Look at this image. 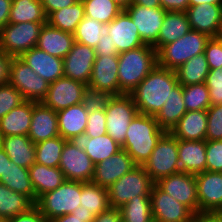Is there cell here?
Masks as SVG:
<instances>
[{
	"instance_id": "cell-1",
	"label": "cell",
	"mask_w": 222,
	"mask_h": 222,
	"mask_svg": "<svg viewBox=\"0 0 222 222\" xmlns=\"http://www.w3.org/2000/svg\"><path fill=\"white\" fill-rule=\"evenodd\" d=\"M178 84L175 70L156 66L130 94L138 113L156 116Z\"/></svg>"
},
{
	"instance_id": "cell-2",
	"label": "cell",
	"mask_w": 222,
	"mask_h": 222,
	"mask_svg": "<svg viewBox=\"0 0 222 222\" xmlns=\"http://www.w3.org/2000/svg\"><path fill=\"white\" fill-rule=\"evenodd\" d=\"M165 133L155 116L138 113L128 126L121 148L131 156L136 165L143 166Z\"/></svg>"
},
{
	"instance_id": "cell-3",
	"label": "cell",
	"mask_w": 222,
	"mask_h": 222,
	"mask_svg": "<svg viewBox=\"0 0 222 222\" xmlns=\"http://www.w3.org/2000/svg\"><path fill=\"white\" fill-rule=\"evenodd\" d=\"M118 58L119 95L131 94L158 66L157 51L148 44L120 53Z\"/></svg>"
},
{
	"instance_id": "cell-4",
	"label": "cell",
	"mask_w": 222,
	"mask_h": 222,
	"mask_svg": "<svg viewBox=\"0 0 222 222\" xmlns=\"http://www.w3.org/2000/svg\"><path fill=\"white\" fill-rule=\"evenodd\" d=\"M210 38L208 34L190 30L181 38L163 45L157 51L158 66L176 70L194 56L203 54Z\"/></svg>"
},
{
	"instance_id": "cell-5",
	"label": "cell",
	"mask_w": 222,
	"mask_h": 222,
	"mask_svg": "<svg viewBox=\"0 0 222 222\" xmlns=\"http://www.w3.org/2000/svg\"><path fill=\"white\" fill-rule=\"evenodd\" d=\"M81 182L65 180L55 190L41 195L35 205L49 221L72 214L80 206Z\"/></svg>"
},
{
	"instance_id": "cell-6",
	"label": "cell",
	"mask_w": 222,
	"mask_h": 222,
	"mask_svg": "<svg viewBox=\"0 0 222 222\" xmlns=\"http://www.w3.org/2000/svg\"><path fill=\"white\" fill-rule=\"evenodd\" d=\"M104 109L107 134L122 146L125 142L128 126L138 114L133 97L130 94L105 96Z\"/></svg>"
},
{
	"instance_id": "cell-7",
	"label": "cell",
	"mask_w": 222,
	"mask_h": 222,
	"mask_svg": "<svg viewBox=\"0 0 222 222\" xmlns=\"http://www.w3.org/2000/svg\"><path fill=\"white\" fill-rule=\"evenodd\" d=\"M153 184L144 167L137 165L107 188L110 207L119 209L134 196H150Z\"/></svg>"
},
{
	"instance_id": "cell-8",
	"label": "cell",
	"mask_w": 222,
	"mask_h": 222,
	"mask_svg": "<svg viewBox=\"0 0 222 222\" xmlns=\"http://www.w3.org/2000/svg\"><path fill=\"white\" fill-rule=\"evenodd\" d=\"M143 167L154 183L161 178L180 172L178 139L170 132H166L158 141Z\"/></svg>"
},
{
	"instance_id": "cell-9",
	"label": "cell",
	"mask_w": 222,
	"mask_h": 222,
	"mask_svg": "<svg viewBox=\"0 0 222 222\" xmlns=\"http://www.w3.org/2000/svg\"><path fill=\"white\" fill-rule=\"evenodd\" d=\"M47 22L8 23L0 29V49L12 57H20L36 47L42 26Z\"/></svg>"
},
{
	"instance_id": "cell-10",
	"label": "cell",
	"mask_w": 222,
	"mask_h": 222,
	"mask_svg": "<svg viewBox=\"0 0 222 222\" xmlns=\"http://www.w3.org/2000/svg\"><path fill=\"white\" fill-rule=\"evenodd\" d=\"M9 84L15 87L25 100L37 103L45 99L49 87V84L19 57H13L11 61Z\"/></svg>"
},
{
	"instance_id": "cell-11",
	"label": "cell",
	"mask_w": 222,
	"mask_h": 222,
	"mask_svg": "<svg viewBox=\"0 0 222 222\" xmlns=\"http://www.w3.org/2000/svg\"><path fill=\"white\" fill-rule=\"evenodd\" d=\"M118 65V56H96L88 84L91 97L119 95Z\"/></svg>"
},
{
	"instance_id": "cell-12",
	"label": "cell",
	"mask_w": 222,
	"mask_h": 222,
	"mask_svg": "<svg viewBox=\"0 0 222 222\" xmlns=\"http://www.w3.org/2000/svg\"><path fill=\"white\" fill-rule=\"evenodd\" d=\"M90 97L88 85L63 76L49 84L47 96L42 103L59 111L83 103Z\"/></svg>"
},
{
	"instance_id": "cell-13",
	"label": "cell",
	"mask_w": 222,
	"mask_h": 222,
	"mask_svg": "<svg viewBox=\"0 0 222 222\" xmlns=\"http://www.w3.org/2000/svg\"><path fill=\"white\" fill-rule=\"evenodd\" d=\"M161 190L199 215L197 182L195 174L178 172L159 179L155 183Z\"/></svg>"
},
{
	"instance_id": "cell-14",
	"label": "cell",
	"mask_w": 222,
	"mask_h": 222,
	"mask_svg": "<svg viewBox=\"0 0 222 222\" xmlns=\"http://www.w3.org/2000/svg\"><path fill=\"white\" fill-rule=\"evenodd\" d=\"M150 203L154 222H188L196 216L155 183L150 192Z\"/></svg>"
},
{
	"instance_id": "cell-15",
	"label": "cell",
	"mask_w": 222,
	"mask_h": 222,
	"mask_svg": "<svg viewBox=\"0 0 222 222\" xmlns=\"http://www.w3.org/2000/svg\"><path fill=\"white\" fill-rule=\"evenodd\" d=\"M95 164L85 151L66 141L60 158L59 169L63 172L66 180L91 182Z\"/></svg>"
},
{
	"instance_id": "cell-16",
	"label": "cell",
	"mask_w": 222,
	"mask_h": 222,
	"mask_svg": "<svg viewBox=\"0 0 222 222\" xmlns=\"http://www.w3.org/2000/svg\"><path fill=\"white\" fill-rule=\"evenodd\" d=\"M125 11L132 18L142 41L153 46L158 40L166 11L161 7L149 8L138 4L129 5Z\"/></svg>"
},
{
	"instance_id": "cell-17",
	"label": "cell",
	"mask_w": 222,
	"mask_h": 222,
	"mask_svg": "<svg viewBox=\"0 0 222 222\" xmlns=\"http://www.w3.org/2000/svg\"><path fill=\"white\" fill-rule=\"evenodd\" d=\"M199 214L222 212V176L220 172L195 174Z\"/></svg>"
},
{
	"instance_id": "cell-18",
	"label": "cell",
	"mask_w": 222,
	"mask_h": 222,
	"mask_svg": "<svg viewBox=\"0 0 222 222\" xmlns=\"http://www.w3.org/2000/svg\"><path fill=\"white\" fill-rule=\"evenodd\" d=\"M95 58L94 48L75 41L72 49L63 59L64 76L88 85Z\"/></svg>"
},
{
	"instance_id": "cell-19",
	"label": "cell",
	"mask_w": 222,
	"mask_h": 222,
	"mask_svg": "<svg viewBox=\"0 0 222 222\" xmlns=\"http://www.w3.org/2000/svg\"><path fill=\"white\" fill-rule=\"evenodd\" d=\"M106 33L110 35V41L118 54L145 45L132 18L125 10L106 25Z\"/></svg>"
},
{
	"instance_id": "cell-20",
	"label": "cell",
	"mask_w": 222,
	"mask_h": 222,
	"mask_svg": "<svg viewBox=\"0 0 222 222\" xmlns=\"http://www.w3.org/2000/svg\"><path fill=\"white\" fill-rule=\"evenodd\" d=\"M191 30L220 37L222 32V4L203 3L189 6L185 11Z\"/></svg>"
},
{
	"instance_id": "cell-21",
	"label": "cell",
	"mask_w": 222,
	"mask_h": 222,
	"mask_svg": "<svg viewBox=\"0 0 222 222\" xmlns=\"http://www.w3.org/2000/svg\"><path fill=\"white\" fill-rule=\"evenodd\" d=\"M136 166L131 156L121 149L113 156L95 165L91 182L100 187L109 188Z\"/></svg>"
},
{
	"instance_id": "cell-22",
	"label": "cell",
	"mask_w": 222,
	"mask_h": 222,
	"mask_svg": "<svg viewBox=\"0 0 222 222\" xmlns=\"http://www.w3.org/2000/svg\"><path fill=\"white\" fill-rule=\"evenodd\" d=\"M19 58L48 84L64 76L63 59L51 56L37 47L26 51Z\"/></svg>"
},
{
	"instance_id": "cell-23",
	"label": "cell",
	"mask_w": 222,
	"mask_h": 222,
	"mask_svg": "<svg viewBox=\"0 0 222 222\" xmlns=\"http://www.w3.org/2000/svg\"><path fill=\"white\" fill-rule=\"evenodd\" d=\"M60 136L57 111L46 107L42 102L33 106L28 138L34 143Z\"/></svg>"
},
{
	"instance_id": "cell-24",
	"label": "cell",
	"mask_w": 222,
	"mask_h": 222,
	"mask_svg": "<svg viewBox=\"0 0 222 222\" xmlns=\"http://www.w3.org/2000/svg\"><path fill=\"white\" fill-rule=\"evenodd\" d=\"M69 141L74 146L85 151L95 165L122 149L121 145L107 133L97 137H89L86 133H82L72 137Z\"/></svg>"
},
{
	"instance_id": "cell-25",
	"label": "cell",
	"mask_w": 222,
	"mask_h": 222,
	"mask_svg": "<svg viewBox=\"0 0 222 222\" xmlns=\"http://www.w3.org/2000/svg\"><path fill=\"white\" fill-rule=\"evenodd\" d=\"M89 111V99L57 111L58 130L65 140L85 133Z\"/></svg>"
},
{
	"instance_id": "cell-26",
	"label": "cell",
	"mask_w": 222,
	"mask_h": 222,
	"mask_svg": "<svg viewBox=\"0 0 222 222\" xmlns=\"http://www.w3.org/2000/svg\"><path fill=\"white\" fill-rule=\"evenodd\" d=\"M75 42L72 33L59 30L45 23L40 31L36 47L58 58L64 59Z\"/></svg>"
},
{
	"instance_id": "cell-27",
	"label": "cell",
	"mask_w": 222,
	"mask_h": 222,
	"mask_svg": "<svg viewBox=\"0 0 222 222\" xmlns=\"http://www.w3.org/2000/svg\"><path fill=\"white\" fill-rule=\"evenodd\" d=\"M180 171L197 174L206 171V140H178Z\"/></svg>"
},
{
	"instance_id": "cell-28",
	"label": "cell",
	"mask_w": 222,
	"mask_h": 222,
	"mask_svg": "<svg viewBox=\"0 0 222 222\" xmlns=\"http://www.w3.org/2000/svg\"><path fill=\"white\" fill-rule=\"evenodd\" d=\"M36 103L37 102L25 100L2 117L0 119V137L12 135L28 136L33 106Z\"/></svg>"
},
{
	"instance_id": "cell-29",
	"label": "cell",
	"mask_w": 222,
	"mask_h": 222,
	"mask_svg": "<svg viewBox=\"0 0 222 222\" xmlns=\"http://www.w3.org/2000/svg\"><path fill=\"white\" fill-rule=\"evenodd\" d=\"M80 206L74 213L90 215L92 218L110 208L108 189L93 182H81Z\"/></svg>"
},
{
	"instance_id": "cell-30",
	"label": "cell",
	"mask_w": 222,
	"mask_h": 222,
	"mask_svg": "<svg viewBox=\"0 0 222 222\" xmlns=\"http://www.w3.org/2000/svg\"><path fill=\"white\" fill-rule=\"evenodd\" d=\"M207 111H187L170 133L178 140L199 141L206 139Z\"/></svg>"
},
{
	"instance_id": "cell-31",
	"label": "cell",
	"mask_w": 222,
	"mask_h": 222,
	"mask_svg": "<svg viewBox=\"0 0 222 222\" xmlns=\"http://www.w3.org/2000/svg\"><path fill=\"white\" fill-rule=\"evenodd\" d=\"M7 156L18 166L29 169L35 163V144L24 135L0 137Z\"/></svg>"
},
{
	"instance_id": "cell-32",
	"label": "cell",
	"mask_w": 222,
	"mask_h": 222,
	"mask_svg": "<svg viewBox=\"0 0 222 222\" xmlns=\"http://www.w3.org/2000/svg\"><path fill=\"white\" fill-rule=\"evenodd\" d=\"M191 30L184 11H166L157 42L153 47L158 51L163 45L170 44Z\"/></svg>"
},
{
	"instance_id": "cell-33",
	"label": "cell",
	"mask_w": 222,
	"mask_h": 222,
	"mask_svg": "<svg viewBox=\"0 0 222 222\" xmlns=\"http://www.w3.org/2000/svg\"><path fill=\"white\" fill-rule=\"evenodd\" d=\"M29 174L35 191V203L41 195L55 190L66 180L59 167H48L39 163H34L29 168Z\"/></svg>"
},
{
	"instance_id": "cell-34",
	"label": "cell",
	"mask_w": 222,
	"mask_h": 222,
	"mask_svg": "<svg viewBox=\"0 0 222 222\" xmlns=\"http://www.w3.org/2000/svg\"><path fill=\"white\" fill-rule=\"evenodd\" d=\"M186 112L183 87L181 84H178L172 90L170 97L155 116V119L161 129L170 132Z\"/></svg>"
},
{
	"instance_id": "cell-35",
	"label": "cell",
	"mask_w": 222,
	"mask_h": 222,
	"mask_svg": "<svg viewBox=\"0 0 222 222\" xmlns=\"http://www.w3.org/2000/svg\"><path fill=\"white\" fill-rule=\"evenodd\" d=\"M0 183L14 192L28 196L35 203V191L31 183L29 169L18 166L9 160L5 174L0 177Z\"/></svg>"
},
{
	"instance_id": "cell-36",
	"label": "cell",
	"mask_w": 222,
	"mask_h": 222,
	"mask_svg": "<svg viewBox=\"0 0 222 222\" xmlns=\"http://www.w3.org/2000/svg\"><path fill=\"white\" fill-rule=\"evenodd\" d=\"M35 203L26 195L12 191L0 183V218L9 220L28 211Z\"/></svg>"
},
{
	"instance_id": "cell-37",
	"label": "cell",
	"mask_w": 222,
	"mask_h": 222,
	"mask_svg": "<svg viewBox=\"0 0 222 222\" xmlns=\"http://www.w3.org/2000/svg\"><path fill=\"white\" fill-rule=\"evenodd\" d=\"M209 66L205 54H199L180 65L176 70V77L182 86L201 84L209 74Z\"/></svg>"
},
{
	"instance_id": "cell-38",
	"label": "cell",
	"mask_w": 222,
	"mask_h": 222,
	"mask_svg": "<svg viewBox=\"0 0 222 222\" xmlns=\"http://www.w3.org/2000/svg\"><path fill=\"white\" fill-rule=\"evenodd\" d=\"M47 22L40 0H12L8 23Z\"/></svg>"
},
{
	"instance_id": "cell-39",
	"label": "cell",
	"mask_w": 222,
	"mask_h": 222,
	"mask_svg": "<svg viewBox=\"0 0 222 222\" xmlns=\"http://www.w3.org/2000/svg\"><path fill=\"white\" fill-rule=\"evenodd\" d=\"M85 17L84 5L81 0L74 5L64 7L47 16V23L59 30L74 33L78 24Z\"/></svg>"
},
{
	"instance_id": "cell-40",
	"label": "cell",
	"mask_w": 222,
	"mask_h": 222,
	"mask_svg": "<svg viewBox=\"0 0 222 222\" xmlns=\"http://www.w3.org/2000/svg\"><path fill=\"white\" fill-rule=\"evenodd\" d=\"M119 210L121 219L127 222H154L150 196H134Z\"/></svg>"
},
{
	"instance_id": "cell-41",
	"label": "cell",
	"mask_w": 222,
	"mask_h": 222,
	"mask_svg": "<svg viewBox=\"0 0 222 222\" xmlns=\"http://www.w3.org/2000/svg\"><path fill=\"white\" fill-rule=\"evenodd\" d=\"M67 140L61 136L35 144V163L48 167H59L63 146Z\"/></svg>"
},
{
	"instance_id": "cell-42",
	"label": "cell",
	"mask_w": 222,
	"mask_h": 222,
	"mask_svg": "<svg viewBox=\"0 0 222 222\" xmlns=\"http://www.w3.org/2000/svg\"><path fill=\"white\" fill-rule=\"evenodd\" d=\"M85 16L107 25L123 10L113 0H81Z\"/></svg>"
},
{
	"instance_id": "cell-43",
	"label": "cell",
	"mask_w": 222,
	"mask_h": 222,
	"mask_svg": "<svg viewBox=\"0 0 222 222\" xmlns=\"http://www.w3.org/2000/svg\"><path fill=\"white\" fill-rule=\"evenodd\" d=\"M85 133L89 137L102 136L107 133L104 97L89 98L88 120Z\"/></svg>"
},
{
	"instance_id": "cell-44",
	"label": "cell",
	"mask_w": 222,
	"mask_h": 222,
	"mask_svg": "<svg viewBox=\"0 0 222 222\" xmlns=\"http://www.w3.org/2000/svg\"><path fill=\"white\" fill-rule=\"evenodd\" d=\"M105 31L106 25L85 16L73 36L76 42L95 48Z\"/></svg>"
},
{
	"instance_id": "cell-45",
	"label": "cell",
	"mask_w": 222,
	"mask_h": 222,
	"mask_svg": "<svg viewBox=\"0 0 222 222\" xmlns=\"http://www.w3.org/2000/svg\"><path fill=\"white\" fill-rule=\"evenodd\" d=\"M183 87V99L187 111L205 110L211 106L209 90L205 83Z\"/></svg>"
},
{
	"instance_id": "cell-46",
	"label": "cell",
	"mask_w": 222,
	"mask_h": 222,
	"mask_svg": "<svg viewBox=\"0 0 222 222\" xmlns=\"http://www.w3.org/2000/svg\"><path fill=\"white\" fill-rule=\"evenodd\" d=\"M24 101L22 94L11 84L0 85V119Z\"/></svg>"
},
{
	"instance_id": "cell-47",
	"label": "cell",
	"mask_w": 222,
	"mask_h": 222,
	"mask_svg": "<svg viewBox=\"0 0 222 222\" xmlns=\"http://www.w3.org/2000/svg\"><path fill=\"white\" fill-rule=\"evenodd\" d=\"M206 141L222 140V104L207 109Z\"/></svg>"
},
{
	"instance_id": "cell-48",
	"label": "cell",
	"mask_w": 222,
	"mask_h": 222,
	"mask_svg": "<svg viewBox=\"0 0 222 222\" xmlns=\"http://www.w3.org/2000/svg\"><path fill=\"white\" fill-rule=\"evenodd\" d=\"M204 83L209 90L211 106L222 104V67L210 70Z\"/></svg>"
},
{
	"instance_id": "cell-49",
	"label": "cell",
	"mask_w": 222,
	"mask_h": 222,
	"mask_svg": "<svg viewBox=\"0 0 222 222\" xmlns=\"http://www.w3.org/2000/svg\"><path fill=\"white\" fill-rule=\"evenodd\" d=\"M206 171H222V140L206 141Z\"/></svg>"
},
{
	"instance_id": "cell-50",
	"label": "cell",
	"mask_w": 222,
	"mask_h": 222,
	"mask_svg": "<svg viewBox=\"0 0 222 222\" xmlns=\"http://www.w3.org/2000/svg\"><path fill=\"white\" fill-rule=\"evenodd\" d=\"M204 54L207 59L209 69L222 67V39L220 37H211L207 42Z\"/></svg>"
},
{
	"instance_id": "cell-51",
	"label": "cell",
	"mask_w": 222,
	"mask_h": 222,
	"mask_svg": "<svg viewBox=\"0 0 222 222\" xmlns=\"http://www.w3.org/2000/svg\"><path fill=\"white\" fill-rule=\"evenodd\" d=\"M7 222H50L48 218L42 214L39 208L34 205L28 211L18 214L10 218Z\"/></svg>"
},
{
	"instance_id": "cell-52",
	"label": "cell",
	"mask_w": 222,
	"mask_h": 222,
	"mask_svg": "<svg viewBox=\"0 0 222 222\" xmlns=\"http://www.w3.org/2000/svg\"><path fill=\"white\" fill-rule=\"evenodd\" d=\"M96 56H118L116 47L110 41V35L103 33L102 37L99 40V43L94 48Z\"/></svg>"
},
{
	"instance_id": "cell-53",
	"label": "cell",
	"mask_w": 222,
	"mask_h": 222,
	"mask_svg": "<svg viewBox=\"0 0 222 222\" xmlns=\"http://www.w3.org/2000/svg\"><path fill=\"white\" fill-rule=\"evenodd\" d=\"M46 16L64 7L74 5L79 0H40Z\"/></svg>"
},
{
	"instance_id": "cell-54",
	"label": "cell",
	"mask_w": 222,
	"mask_h": 222,
	"mask_svg": "<svg viewBox=\"0 0 222 222\" xmlns=\"http://www.w3.org/2000/svg\"><path fill=\"white\" fill-rule=\"evenodd\" d=\"M13 57L0 49V85L9 83L10 64Z\"/></svg>"
},
{
	"instance_id": "cell-55",
	"label": "cell",
	"mask_w": 222,
	"mask_h": 222,
	"mask_svg": "<svg viewBox=\"0 0 222 222\" xmlns=\"http://www.w3.org/2000/svg\"><path fill=\"white\" fill-rule=\"evenodd\" d=\"M121 219L120 210L110 207L98 216L93 217L91 222H119Z\"/></svg>"
},
{
	"instance_id": "cell-56",
	"label": "cell",
	"mask_w": 222,
	"mask_h": 222,
	"mask_svg": "<svg viewBox=\"0 0 222 222\" xmlns=\"http://www.w3.org/2000/svg\"><path fill=\"white\" fill-rule=\"evenodd\" d=\"M160 6L165 11H186L189 0H160Z\"/></svg>"
},
{
	"instance_id": "cell-57",
	"label": "cell",
	"mask_w": 222,
	"mask_h": 222,
	"mask_svg": "<svg viewBox=\"0 0 222 222\" xmlns=\"http://www.w3.org/2000/svg\"><path fill=\"white\" fill-rule=\"evenodd\" d=\"M92 217L86 214L72 213L54 218L50 222H91Z\"/></svg>"
},
{
	"instance_id": "cell-58",
	"label": "cell",
	"mask_w": 222,
	"mask_h": 222,
	"mask_svg": "<svg viewBox=\"0 0 222 222\" xmlns=\"http://www.w3.org/2000/svg\"><path fill=\"white\" fill-rule=\"evenodd\" d=\"M12 0H0V29L8 24Z\"/></svg>"
},
{
	"instance_id": "cell-59",
	"label": "cell",
	"mask_w": 222,
	"mask_h": 222,
	"mask_svg": "<svg viewBox=\"0 0 222 222\" xmlns=\"http://www.w3.org/2000/svg\"><path fill=\"white\" fill-rule=\"evenodd\" d=\"M198 222H222V212L199 214Z\"/></svg>"
},
{
	"instance_id": "cell-60",
	"label": "cell",
	"mask_w": 222,
	"mask_h": 222,
	"mask_svg": "<svg viewBox=\"0 0 222 222\" xmlns=\"http://www.w3.org/2000/svg\"><path fill=\"white\" fill-rule=\"evenodd\" d=\"M10 158L7 156L6 152L1 147L0 143V177L5 174V169L7 168V162Z\"/></svg>"
},
{
	"instance_id": "cell-61",
	"label": "cell",
	"mask_w": 222,
	"mask_h": 222,
	"mask_svg": "<svg viewBox=\"0 0 222 222\" xmlns=\"http://www.w3.org/2000/svg\"><path fill=\"white\" fill-rule=\"evenodd\" d=\"M132 4H138L149 8L161 7L160 0H133Z\"/></svg>"
},
{
	"instance_id": "cell-62",
	"label": "cell",
	"mask_w": 222,
	"mask_h": 222,
	"mask_svg": "<svg viewBox=\"0 0 222 222\" xmlns=\"http://www.w3.org/2000/svg\"><path fill=\"white\" fill-rule=\"evenodd\" d=\"M203 3L222 4V0H189V6H197Z\"/></svg>"
},
{
	"instance_id": "cell-63",
	"label": "cell",
	"mask_w": 222,
	"mask_h": 222,
	"mask_svg": "<svg viewBox=\"0 0 222 222\" xmlns=\"http://www.w3.org/2000/svg\"><path fill=\"white\" fill-rule=\"evenodd\" d=\"M118 4L123 10H125L129 5L133 3V0H113Z\"/></svg>"
},
{
	"instance_id": "cell-64",
	"label": "cell",
	"mask_w": 222,
	"mask_h": 222,
	"mask_svg": "<svg viewBox=\"0 0 222 222\" xmlns=\"http://www.w3.org/2000/svg\"><path fill=\"white\" fill-rule=\"evenodd\" d=\"M188 222H198V215H196L192 220H190Z\"/></svg>"
},
{
	"instance_id": "cell-65",
	"label": "cell",
	"mask_w": 222,
	"mask_h": 222,
	"mask_svg": "<svg viewBox=\"0 0 222 222\" xmlns=\"http://www.w3.org/2000/svg\"><path fill=\"white\" fill-rule=\"evenodd\" d=\"M0 222H7V220H4V219L0 218Z\"/></svg>"
},
{
	"instance_id": "cell-66",
	"label": "cell",
	"mask_w": 222,
	"mask_h": 222,
	"mask_svg": "<svg viewBox=\"0 0 222 222\" xmlns=\"http://www.w3.org/2000/svg\"><path fill=\"white\" fill-rule=\"evenodd\" d=\"M119 222H127V221H125V220H123V219H120V221Z\"/></svg>"
}]
</instances>
